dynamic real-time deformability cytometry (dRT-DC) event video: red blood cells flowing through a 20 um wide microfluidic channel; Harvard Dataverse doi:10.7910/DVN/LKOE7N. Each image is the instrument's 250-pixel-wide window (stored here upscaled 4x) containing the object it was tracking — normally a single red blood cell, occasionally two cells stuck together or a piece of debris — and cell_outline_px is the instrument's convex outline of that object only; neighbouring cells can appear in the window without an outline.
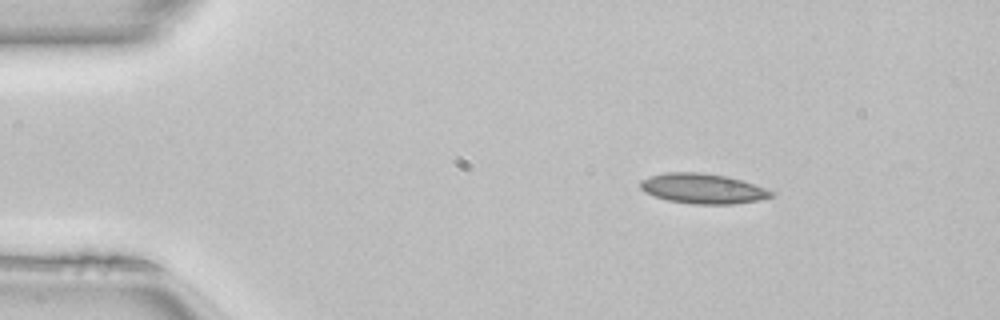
{"species": "common noctule bat (a hibernating species)", "species_latin": "Nyctalus noctula", "temperature_condition": "room temperature", "stored_images_in_passage": 43, "camera_frame_rate_fps": 3000, "um_per_image_px": 0.085, "animal": {"sex": "female", "body_mass_g": 22.7, "forearm_length_mm": 54.2}, "frame": {"image": 1, "passage_image": 1, "time_ms": 0.0, "image_size_px": [1000, 320], "cell_outline_px": [[776, 192], [772, 196], [760, 200], [732, 204], [692, 204], [668, 200], [644, 192], [640, 188], [640, 180], [648, 176], [664, 172], [700, 172], [728, 176]], "centroid_in_image_um": [59.7, 16.02], "position_along_channel_um": 25.3, "area_um2": 22.95}}
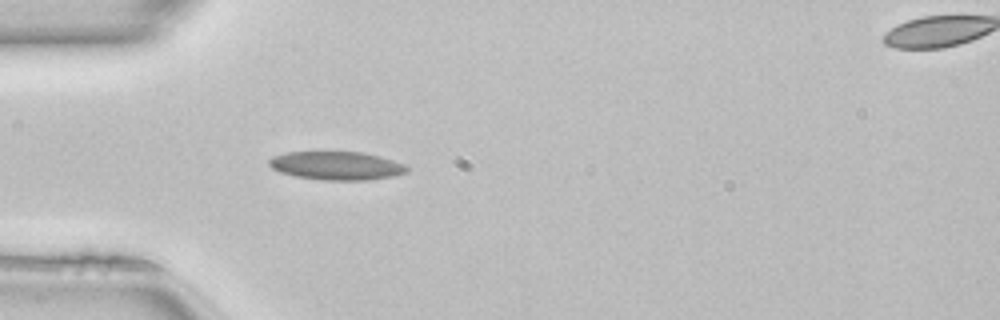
{"frame": {"image": 2, "passage_image": 8, "time_ms": 2.333, "image_size_px": [1000, 320], "cell_outline_px": [[408, 172], [396, 176], [368, 180], [320, 180], [296, 176], [280, 172], [272, 168], [268, 164], [268, 160], [272, 156], [284, 152], [364, 152], [380, 156], [404, 164], [408, 168]], "centroid_in_image_um": [28.6, 14.08], "position_along_channel_um": 56.4, "area_um2": 23.0}}
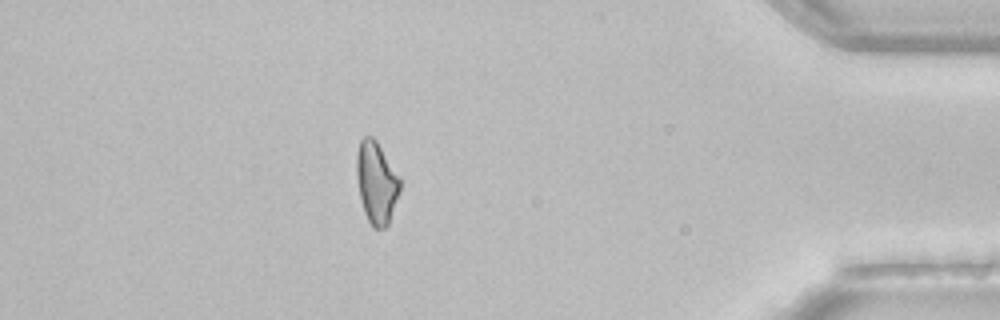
{"frame": {"image": 3, "passage_image": 37, "time_ms": 12.0, "image_size_px": [1000, 320], "cell_outline_px": [[400, 188], [388, 224], [384, 228], [372, 228], [364, 212], [360, 196], [356, 176], [356, 152], [360, 140], [364, 136], [372, 136], [376, 140], [400, 180]], "centroid_in_image_um": [31.96, 15.51], "position_along_channel_um": 403.2, "area_um2": 20.35}, "authors_computed_cell_mechanics": {"area_um2": 21.386, "velocity_mm_per_s": 4.1111, "shape_relaxation_time_tau1_ms": 10.481, "shape_relaxation_time_tau2_ms": 5.7413, "deformation_change_tau1": 0.1772, "deformation_change_tau2": 0.1434}}